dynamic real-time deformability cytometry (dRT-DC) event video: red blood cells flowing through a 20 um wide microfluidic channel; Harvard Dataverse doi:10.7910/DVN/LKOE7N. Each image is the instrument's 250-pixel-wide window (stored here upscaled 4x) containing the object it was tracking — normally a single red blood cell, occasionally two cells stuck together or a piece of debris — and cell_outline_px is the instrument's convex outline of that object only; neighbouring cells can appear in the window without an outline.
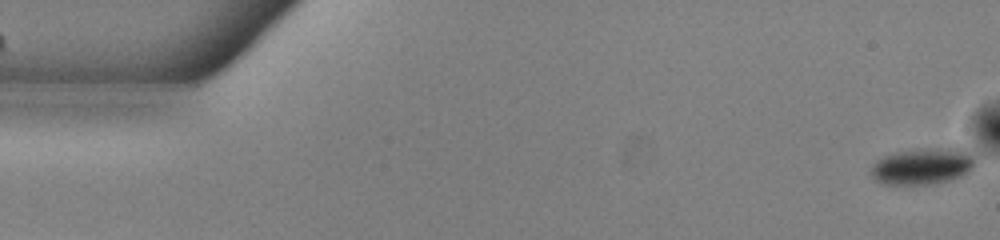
{"species": "common noctule bat (a hibernating species)", "species_latin": "Nyctalus noctula", "temperature_condition": "warm", "stored_images_in_passage": 53, "camera_frame_rate_fps": 3000, "um_per_image_px": 0.085, "animal": {"sex": "male", "body_mass_g": 13.0, "forearm_length_mm": 53.1}, "frame": {"image": 1, "passage_image": 1, "time_ms": 0.0, "image_size_px": [1000, 240], "cell_outline_px": [[972, 168], [968, 172], [960, 176], [948, 180], [932, 184], [880, 184], [872, 176], [872, 164], [876, 160], [884, 156], [896, 152], [916, 148], [956, 148], [972, 156]], "centroid_in_image_um": [78.34, 14.13], "position_along_channel_um": 6.7, "area_um2": 21.79}}
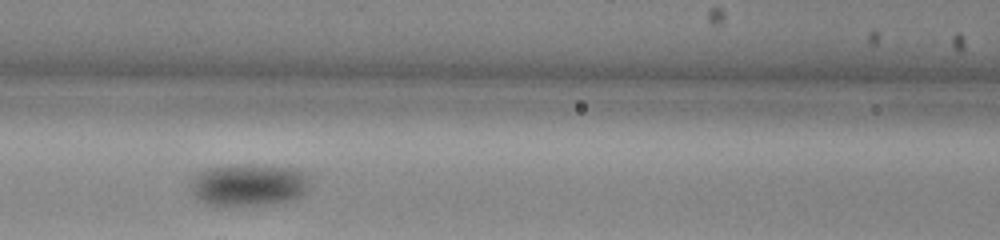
{"frame": {"image": 2, "passage_image": 23, "time_ms": 7.333, "image_size_px": [1000, 240], "cell_outline_px": [[304, 192], [300, 196], [292, 200], [264, 204], [228, 208], [212, 208], [196, 200], [192, 192], [192, 180], [200, 172], [208, 168], [244, 164], [252, 164], [292, 168], [304, 172]], "centroid_in_image_um": [21.0, 15.77], "position_along_channel_um": 145.6, "area_um2": 29.42}}
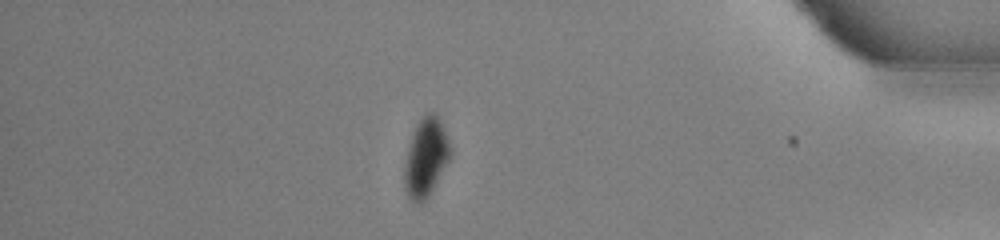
{"frame": {"image": 3, "passage_image": 46, "time_ms": 15.0, "image_size_px": [1000, 240], "cell_outline_px": [[448, 160], [428, 196], [420, 204], [416, 204], [408, 196], [404, 188], [404, 168], [408, 148], [412, 132], [416, 124], [424, 112], [432, 112], [440, 120], [448, 140]], "centroid_in_image_um": [36.14, 13.37], "position_along_channel_um": 399.1, "area_um2": 20.46}}